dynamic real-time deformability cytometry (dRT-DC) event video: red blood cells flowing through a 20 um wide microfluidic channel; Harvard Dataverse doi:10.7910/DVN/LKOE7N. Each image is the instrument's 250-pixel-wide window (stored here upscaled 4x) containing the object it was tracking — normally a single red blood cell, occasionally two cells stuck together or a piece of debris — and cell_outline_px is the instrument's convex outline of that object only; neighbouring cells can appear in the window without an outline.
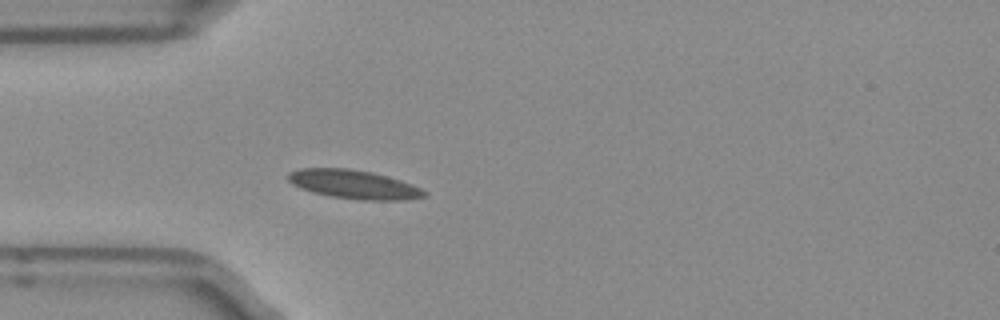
{"species": "Egyptian fruit bat (a non-hibernating species)", "species_latin": "Rousettus aegyptiacus", "temperature_condition": "room temperature", "stored_images_in_passage": 3, "camera_frame_rate_fps": 3000, "um_per_image_px": 0.085, "frame": {"image": 1, "passage_image": 3, "time_ms": 0.667, "image_size_px": [1000, 320], "cell_outline_px": [[428, 196], [404, 200], [356, 200], [328, 196], [312, 192], [300, 188], [292, 184], [288, 180], [288, 172], [300, 168], [348, 168], [372, 172], [400, 180], [420, 188], [428, 192]], "centroid_in_image_um": [30.06, 15.68], "position_along_channel_um": 54.9, "area_um2": 23.0}}